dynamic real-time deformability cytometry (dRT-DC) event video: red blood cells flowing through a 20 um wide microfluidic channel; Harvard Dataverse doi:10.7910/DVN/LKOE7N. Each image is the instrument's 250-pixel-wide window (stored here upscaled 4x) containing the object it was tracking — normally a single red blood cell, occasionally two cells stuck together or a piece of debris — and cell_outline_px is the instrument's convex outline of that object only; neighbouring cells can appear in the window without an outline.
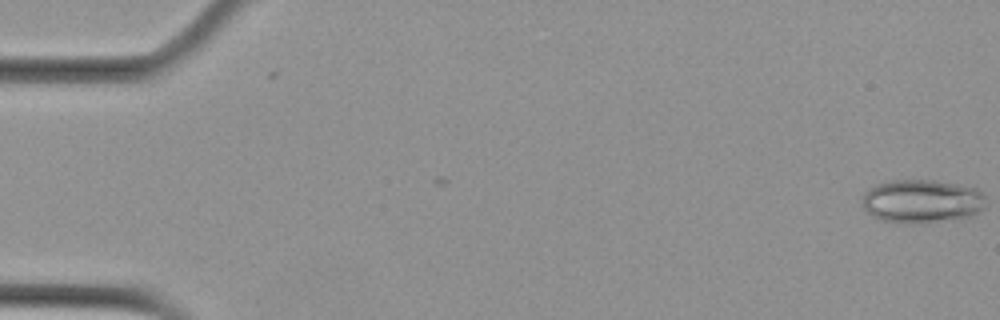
{"species": "Egyptian fruit bat (a non-hibernating species)", "species_latin": "Rousettus aegyptiacus", "temperature_condition": "cold", "stored_images_in_passage": 3, "camera_frame_rate_fps": 3000, "um_per_image_px": 0.085, "animal": {"sex": "female"}, "frame": {"image": 1, "passage_image": 3, "time_ms": 0.667, "image_size_px": [1000, 320], "cell_outline_px": [[984, 208], [972, 216], [956, 220], [912, 224], [880, 220], [872, 216], [864, 208], [864, 192], [868, 188], [876, 184], [892, 180], [936, 180], [976, 188], [984, 196]], "centroid_in_image_um": [78.37, 17.12], "position_along_channel_um": 6.6, "area_um2": 31.56}}